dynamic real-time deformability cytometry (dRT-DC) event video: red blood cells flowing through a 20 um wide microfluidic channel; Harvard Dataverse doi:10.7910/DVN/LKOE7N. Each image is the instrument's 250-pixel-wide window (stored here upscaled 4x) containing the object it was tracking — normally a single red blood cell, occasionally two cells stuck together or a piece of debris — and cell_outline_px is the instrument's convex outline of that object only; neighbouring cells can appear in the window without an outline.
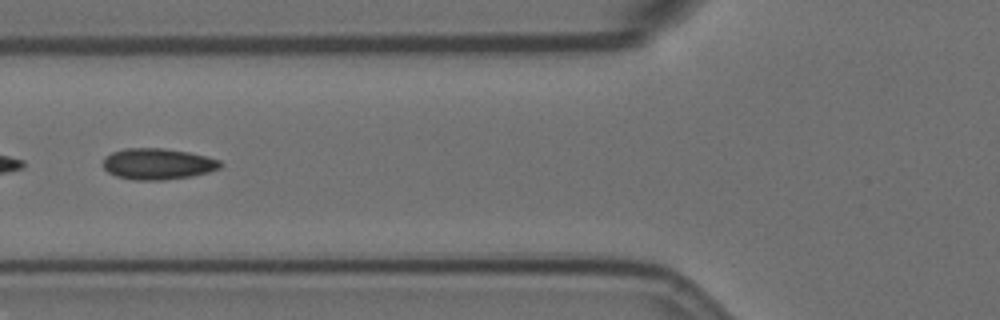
{"species": "Egyptian fruit bat (a non-hibernating species)", "species_latin": "Rousettus aegyptiacus", "temperature_condition": "room temperature", "stored_images_in_passage": 56, "camera_frame_rate_fps": 3000, "um_per_image_px": 0.085, "animal": {"sex": "female"}, "frame": {"image": 1, "passage_image": 21, "time_ms": 6.667, "image_size_px": [1000, 320], "cell_outline_px": [[224, 164], [220, 168], [208, 172], [192, 176], [164, 180], [132, 180], [116, 176], [108, 172], [104, 168], [104, 156], [112, 152], [124, 148], [164, 148], [188, 152], [220, 160]], "centroid_in_image_um": [13.4, 13.93], "position_along_channel_um": 112.4, "area_um2": 21.39}}
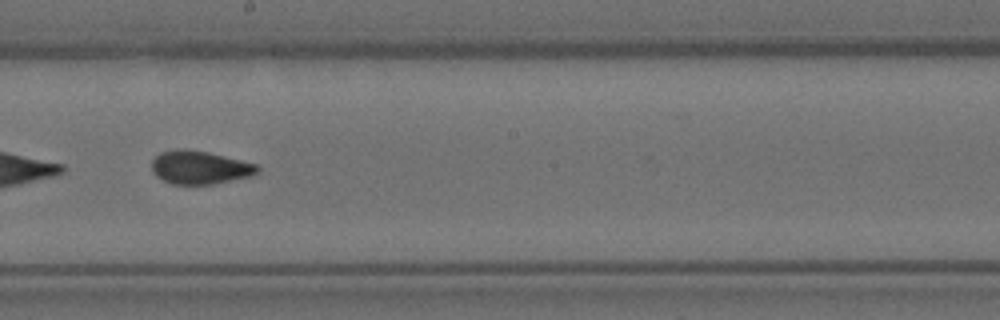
{"frame": {"image": 2, "passage_image": 31, "time_ms": 10.0, "image_size_px": [1000, 320], "cell_outline_px": [[260, 168], [252, 176], [212, 184], [172, 184], [156, 176], [152, 172], [152, 160], [160, 152], [176, 148], [184, 148], [208, 152], [256, 164]], "centroid_in_image_um": [16.94, 14.22], "position_along_channel_um": 231.3, "area_um2": 20.46}}
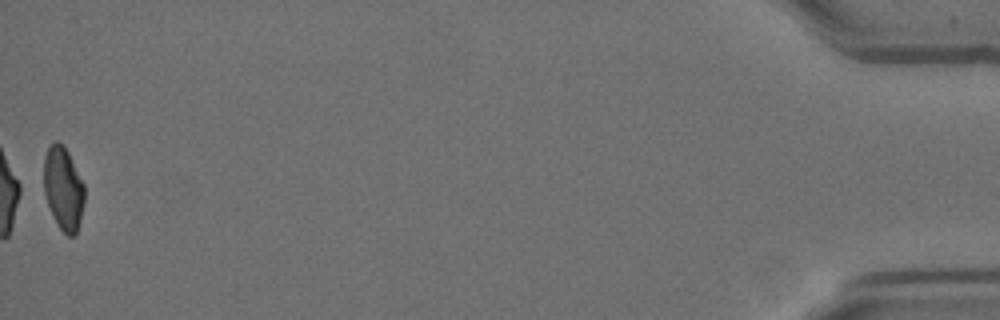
{"frame": {"image": 3, "passage_image": 56, "time_ms": 18.333, "image_size_px": [1000, 320], "cell_outline_px": [[84, 200], [80, 220], [76, 232], [72, 236], [68, 236], [56, 224], [52, 216], [44, 192], [44, 156], [48, 148], [56, 140], [64, 144], [84, 184]], "centroid_in_image_um": [5.37, 16.0], "position_along_channel_um": 429.8, "area_um2": 19.65}, "authors_computed_cell_mechanics": {"area_um2": 20.8658, "velocity_mm_per_s": 3.5689, "shape_relaxation_time_tau1_ms": 9.0901, "shape_relaxation_time_tau2_ms": 1.3136, "deformation_change_tau1": 0.1938, "deformation_change_tau2": 0.0642}}